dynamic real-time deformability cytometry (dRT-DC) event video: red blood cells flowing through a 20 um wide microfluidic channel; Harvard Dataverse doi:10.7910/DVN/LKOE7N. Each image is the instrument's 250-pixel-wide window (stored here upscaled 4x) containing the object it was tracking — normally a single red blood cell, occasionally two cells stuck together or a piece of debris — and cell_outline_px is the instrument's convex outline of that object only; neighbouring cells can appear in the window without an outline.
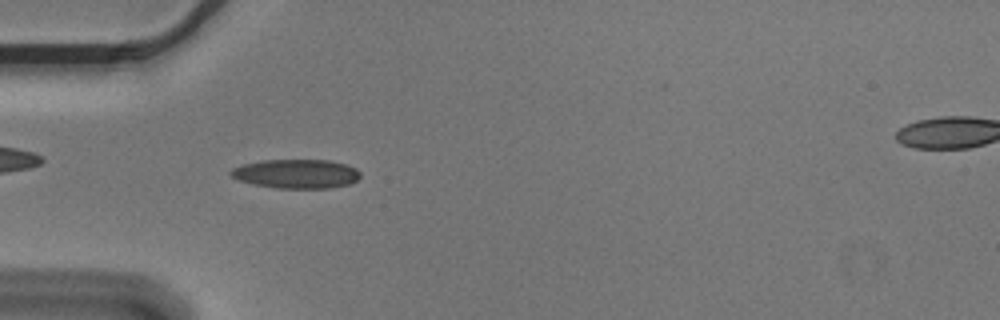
{"species": "Egyptian fruit bat (a non-hibernating species)", "species_latin": "Rousettus aegyptiacus", "temperature_condition": "cold", "stored_images_in_passage": 7, "camera_frame_rate_fps": 3000, "um_per_image_px": 0.085, "animal": {"sex": "male"}, "frame": {"image": 1, "passage_image": 5, "time_ms": 1.333, "image_size_px": [1000, 320], "cell_outline_px": [[360, 176], [356, 180], [348, 184], [332, 188], [276, 188], [252, 184], [240, 180], [232, 176], [228, 172], [232, 168], [240, 164], [260, 160], [328, 160], [344, 164], [356, 168], [360, 172]], "centroid_in_image_um": [25.15, 14.77], "position_along_channel_um": 59.9, "area_um2": 22.02}}
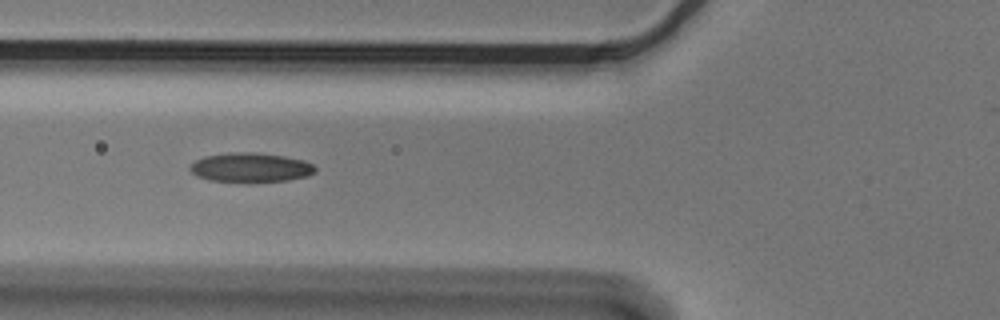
{"frame": {"image": 2, "passage_image": 6, "time_ms": 1.667, "image_size_px": [1000, 320], "cell_outline_px": [[316, 172], [308, 176], [288, 180], [208, 180], [196, 176], [188, 168], [196, 160], [204, 156], [232, 152], [256, 152], [284, 156], [304, 160], [312, 164], [316, 168]], "centroid_in_image_um": [21.31, 14.2], "position_along_channel_um": 104.5, "area_um2": 20.92}}
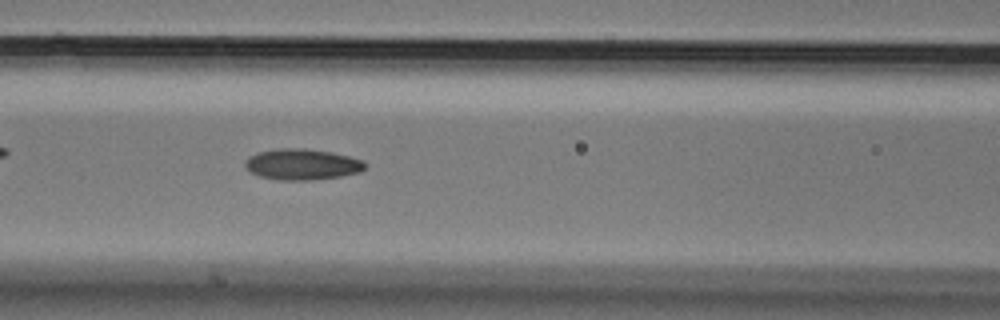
{"frame": {"image": 3, "passage_image": 7, "time_ms": 2.0, "image_size_px": [1000, 320], "cell_outline_px": [[368, 164], [360, 172], [340, 176], [312, 180], [280, 180], [260, 176], [248, 172], [244, 168], [244, 160], [248, 156], [256, 152], [276, 148], [304, 148], [332, 152], [364, 160]], "centroid_in_image_um": [25.63, 13.96], "position_along_channel_um": 141.0, "area_um2": 22.02}}